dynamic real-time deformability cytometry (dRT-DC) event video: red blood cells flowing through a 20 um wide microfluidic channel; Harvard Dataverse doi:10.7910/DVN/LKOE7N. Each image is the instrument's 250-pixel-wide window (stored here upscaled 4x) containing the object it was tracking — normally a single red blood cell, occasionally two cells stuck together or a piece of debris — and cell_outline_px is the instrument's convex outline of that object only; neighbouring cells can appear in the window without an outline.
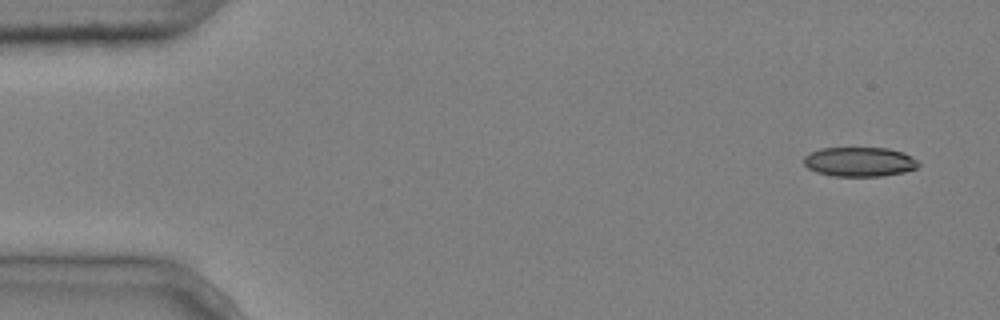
{"species": "common noctule bat (a hibernating species)", "species_latin": "Nyctalus noctula", "temperature_condition": "cold", "stored_images_in_passage": 7, "camera_frame_rate_fps": 3000, "um_per_image_px": 0.085, "animal": {"sex": "male", "body_mass_g": 20.4}, "frame": {"image": 1, "passage_image": 1, "time_ms": 0.0, "image_size_px": [1000, 320], "cell_outline_px": [[920, 164], [916, 168], [904, 172], [884, 176], [832, 176], [816, 172], [808, 168], [804, 164], [804, 156], [820, 148], [888, 148], [904, 152], [912, 156]], "centroid_in_image_um": [73.07, 13.75], "position_along_channel_um": 11.9, "area_um2": 19.77}}
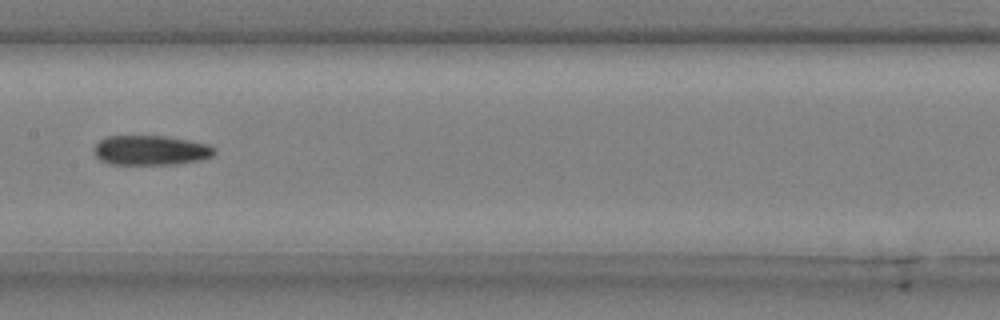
{"frame": {"image": 2, "passage_image": 7, "time_ms": 2.0, "image_size_px": [1000, 320], "cell_outline_px": [[216, 152], [212, 156], [200, 160], [180, 164], [108, 164], [100, 160], [96, 156], [92, 148], [104, 136], [164, 136], [188, 140], [208, 144], [216, 148]], "centroid_in_image_um": [12.8, 12.78], "position_along_channel_um": 194.6, "area_um2": 21.04}}